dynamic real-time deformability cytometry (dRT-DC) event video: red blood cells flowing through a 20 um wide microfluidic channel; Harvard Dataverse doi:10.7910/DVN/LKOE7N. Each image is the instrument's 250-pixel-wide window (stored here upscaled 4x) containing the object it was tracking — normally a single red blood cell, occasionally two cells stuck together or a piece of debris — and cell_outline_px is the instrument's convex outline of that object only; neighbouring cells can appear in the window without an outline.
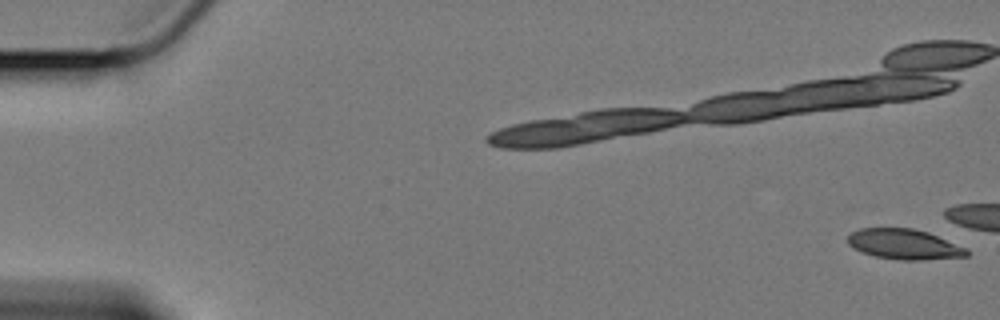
{"species": "Egyptian fruit bat (a non-hibernating species)", "species_latin": "Rousettus aegyptiacus", "temperature_condition": "cold", "stored_images_in_passage": 34, "camera_frame_rate_fps": 3000, "um_per_image_px": 0.085, "animal": {"sex": "female"}, "frame": {"image": 1, "passage_image": 1, "time_ms": 0.0, "image_size_px": [1000, 320], "cell_outline_px": [[968, 256], [920, 260], [900, 260], [876, 256], [852, 248], [848, 244], [848, 236], [852, 232], [860, 228], [912, 228], [928, 232], [968, 248]], "centroid_in_image_um": [76.87, 20.76], "position_along_channel_um": 8.1, "area_um2": 20.92}}